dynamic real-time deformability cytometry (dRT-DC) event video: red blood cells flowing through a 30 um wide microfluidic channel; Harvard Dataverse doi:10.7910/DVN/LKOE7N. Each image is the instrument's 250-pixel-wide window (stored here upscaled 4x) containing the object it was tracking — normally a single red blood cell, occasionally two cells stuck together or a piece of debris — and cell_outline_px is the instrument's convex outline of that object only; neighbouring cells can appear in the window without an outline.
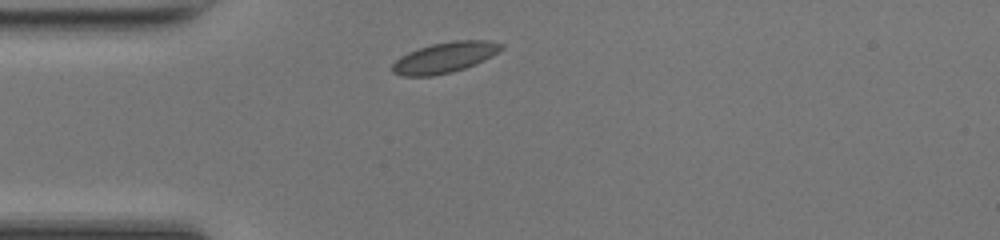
{"species": "common noctule bat (a hibernating species)", "species_latin": "Nyctalus noctula", "temperature_condition": "room temperature", "stored_images_in_passage": 37, "camera_frame_rate_fps": 3000, "um_per_image_px": 0.085, "animal": {"sex": "female", "body_mass_g": 17.0, "forearm_length_mm": 48.0}, "frame": {"image": 1, "passage_image": 1, "time_ms": 0.0, "image_size_px": [1000, 240], "cell_outline_px": [[504, 48], [492, 56], [484, 60], [464, 68], [452, 72], [432, 76], [400, 76], [392, 72], [392, 64], [400, 56], [408, 52], [432, 44], [456, 40], [488, 40], [504, 44]], "centroid_in_image_um": [37.8, 4.89], "position_along_channel_um": 47.2, "area_um2": 19.42}}
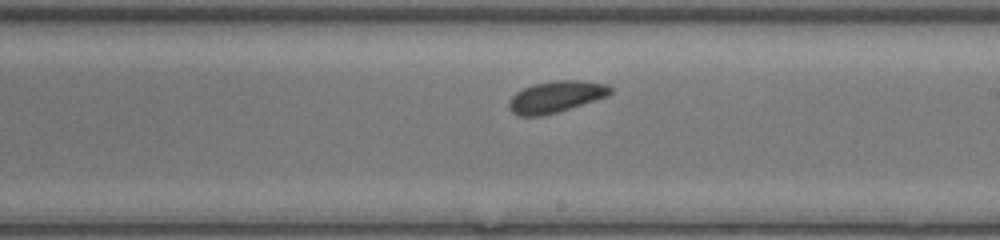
{"frame": {"image": 2, "passage_image": 16, "time_ms": 5.0, "image_size_px": [1000, 240], "cell_outline_px": [[612, 92], [608, 96], [556, 112], [540, 116], [520, 116], [512, 112], [508, 108], [508, 100], [516, 92], [532, 84], [556, 80], [580, 80], [608, 84], [612, 88]], "centroid_in_image_um": [47.24, 8.21], "position_along_channel_um": 241.8, "area_um2": 18.61}}
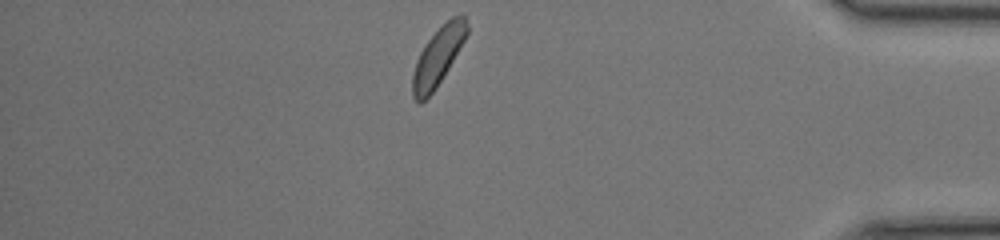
{"frame": {"image": 3, "passage_image": 30, "time_ms": 9.667, "image_size_px": [1000, 240], "cell_outline_px": [[468, 32], [464, 40], [448, 68], [436, 88], [420, 104], [412, 96], [412, 76], [416, 60], [424, 44], [452, 16], [460, 12], [464, 16], [468, 28]], "centroid_in_image_um": [37.21, 4.81], "position_along_channel_um": 398.0, "area_um2": 18.03}}